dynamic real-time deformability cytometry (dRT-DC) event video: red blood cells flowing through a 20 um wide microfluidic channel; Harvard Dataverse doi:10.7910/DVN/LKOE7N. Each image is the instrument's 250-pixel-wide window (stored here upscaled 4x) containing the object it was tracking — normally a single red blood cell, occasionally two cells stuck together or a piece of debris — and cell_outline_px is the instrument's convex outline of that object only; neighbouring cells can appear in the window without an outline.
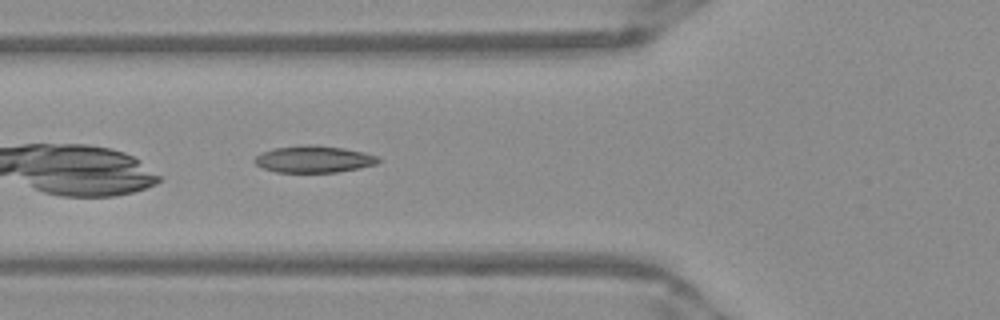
{"species": "Egyptian fruit bat (a non-hibernating species)", "species_latin": "Rousettus aegyptiacus", "temperature_condition": "warm", "stored_images_in_passage": 24, "camera_frame_rate_fps": 3000, "um_per_image_px": 0.085, "frame": {"image": 1, "passage_image": 5, "time_ms": 1.333, "image_size_px": [1000, 320], "cell_outline_px": [[380, 160], [376, 164], [360, 168], [336, 172], [276, 172], [264, 168], [256, 164], [252, 160], [260, 152], [272, 148], [308, 144], [316, 144], [344, 148], [364, 152], [376, 156]], "centroid_in_image_um": [26.64, 13.52], "position_along_channel_um": 99.2, "area_um2": 19.48}}
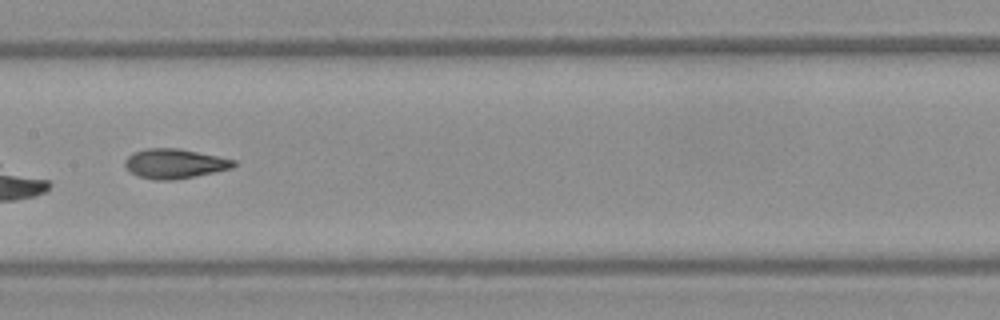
{"frame": {"image": 2, "passage_image": 12, "time_ms": 3.667, "image_size_px": [1000, 320], "cell_outline_px": [[236, 164], [232, 168], [196, 176], [172, 180], [156, 180], [140, 176], [132, 172], [124, 164], [124, 160], [132, 152], [148, 148], [176, 148], [236, 160]], "centroid_in_image_um": [14.83, 13.9], "position_along_channel_um": 192.6, "area_um2": 18.5}}
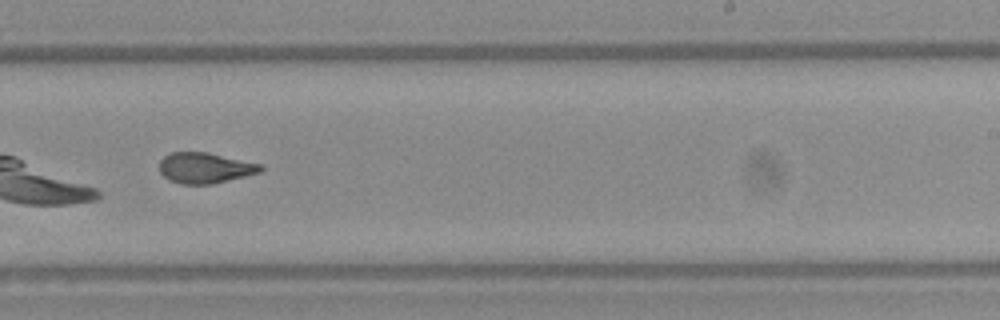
{"frame": {"image": 3, "passage_image": 18, "time_ms": 5.667, "image_size_px": [1000, 320], "cell_outline_px": [[264, 168], [260, 172], [212, 184], [180, 184], [168, 180], [160, 172], [160, 160], [168, 152], [208, 152], [260, 164]], "centroid_in_image_um": [17.38, 14.27], "position_along_channel_um": 271.6, "area_um2": 18.03}}